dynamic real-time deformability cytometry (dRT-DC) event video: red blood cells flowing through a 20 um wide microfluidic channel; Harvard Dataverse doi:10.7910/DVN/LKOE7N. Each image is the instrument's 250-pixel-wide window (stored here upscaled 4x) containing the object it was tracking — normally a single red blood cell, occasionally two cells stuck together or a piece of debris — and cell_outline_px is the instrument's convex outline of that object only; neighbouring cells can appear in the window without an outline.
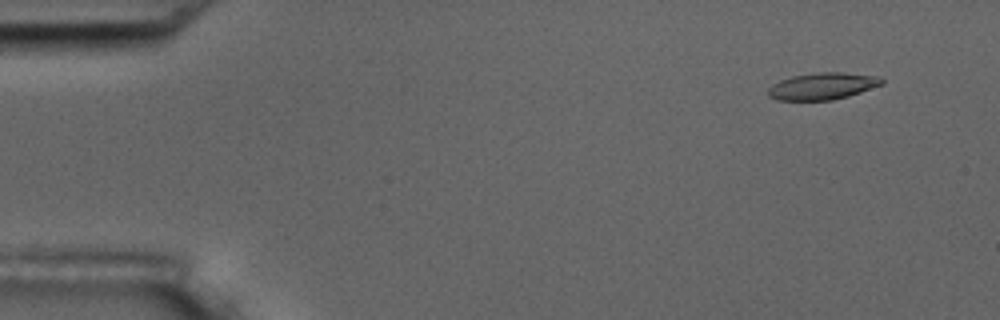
{"species": "common noctule bat (a hibernating species)", "species_latin": "Nyctalus noctula", "temperature_condition": "room temperature", "stored_images_in_passage": 5, "camera_frame_rate_fps": 3000, "um_per_image_px": 0.085, "animal": {"sex": "male", "body_mass_g": 17.5, "forearm_length_mm": 52.3}, "frame": {"image": 1, "passage_image": 2, "time_ms": 1.333, "image_size_px": [1000, 320], "cell_outline_px": [[884, 84], [848, 96], [832, 100], [776, 100], [768, 96], [768, 88], [772, 84], [780, 80], [792, 76], [820, 72], [840, 72], [876, 76], [884, 80]], "centroid_in_image_um": [69.89, 7.32], "position_along_channel_um": 15.1, "area_um2": 17.74}}